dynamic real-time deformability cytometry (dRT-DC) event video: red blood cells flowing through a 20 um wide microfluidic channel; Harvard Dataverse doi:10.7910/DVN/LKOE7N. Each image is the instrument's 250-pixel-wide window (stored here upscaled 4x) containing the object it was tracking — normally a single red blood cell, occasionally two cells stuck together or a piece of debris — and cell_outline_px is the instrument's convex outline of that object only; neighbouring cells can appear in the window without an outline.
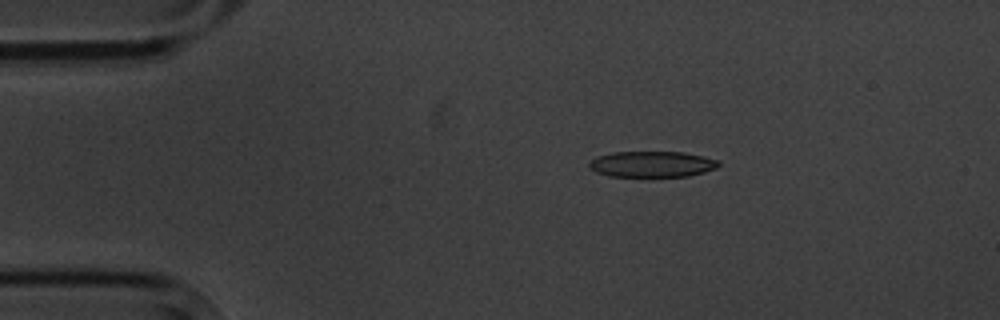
{"species": "common noctule bat (a hibernating species)", "species_latin": "Nyctalus noctula", "temperature_condition": "cold", "stored_images_in_passage": 5, "camera_frame_rate_fps": 3000, "um_per_image_px": 0.085, "animal": {"sex": "male", "body_mass_g": 20.1, "forearm_length_mm": 53.5}, "frame": {"image": 1, "passage_image": 2, "time_ms": 1.333, "image_size_px": [1000, 320], "cell_outline_px": [[720, 164], [716, 168], [704, 172], [688, 176], [608, 176], [596, 172], [588, 168], [588, 164], [596, 156], [612, 152], [684, 152], [704, 156], [720, 160]], "centroid_in_image_um": [55.42, 13.95], "position_along_channel_um": 29.6, "area_um2": 19.65}}
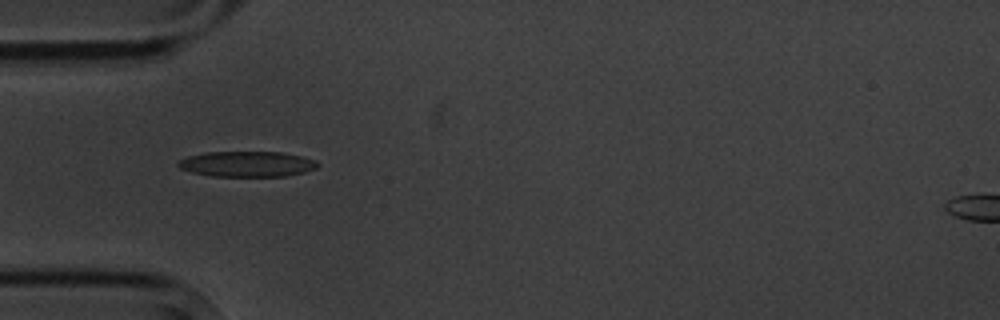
{"frame": {"image": 2, "passage_image": 4, "time_ms": 3.667, "image_size_px": [1000, 320], "cell_outline_px": [[320, 164], [316, 168], [304, 172], [284, 176], [212, 176], [192, 172], [180, 168], [176, 164], [176, 160], [188, 156], [204, 152], [280, 152], [304, 156], [316, 160]], "centroid_in_image_um": [20.99, 13.93], "position_along_channel_um": 64.0, "area_um2": 20.87}}
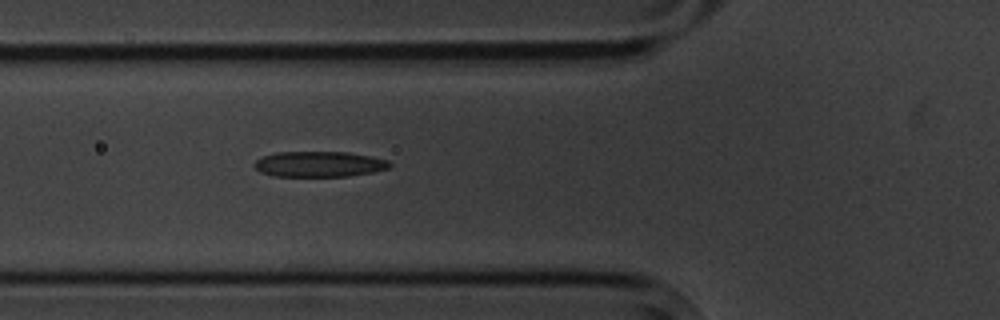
{"frame": {"image": 3, "passage_image": 5, "time_ms": 4.667, "image_size_px": [1000, 320], "cell_outline_px": [[392, 164], [388, 168], [372, 172], [348, 176], [272, 176], [260, 172], [252, 164], [256, 160], [264, 156], [276, 152], [348, 152], [372, 156], [388, 160]], "centroid_in_image_um": [27.12, 13.95], "position_along_channel_um": 98.7, "area_um2": 20.17}}